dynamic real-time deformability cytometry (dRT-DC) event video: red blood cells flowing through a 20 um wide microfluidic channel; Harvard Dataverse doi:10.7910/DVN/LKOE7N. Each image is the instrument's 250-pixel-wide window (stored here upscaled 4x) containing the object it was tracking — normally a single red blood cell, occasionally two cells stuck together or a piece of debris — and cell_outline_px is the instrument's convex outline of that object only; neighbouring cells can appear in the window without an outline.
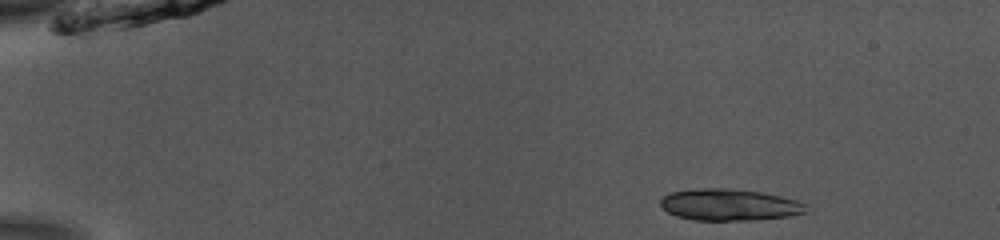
{"species": "common noctule bat (a hibernating species)", "species_latin": "Nyctalus noctula", "temperature_condition": "room temperature", "stored_images_in_passage": 15, "camera_frame_rate_fps": 3000, "um_per_image_px": 0.085, "animal": {"sex": "male", "body_mass_g": 13.0, "forearm_length_mm": 53.1}, "frame": {"image": 1, "passage_image": 1, "time_ms": 0.0, "image_size_px": [1000, 240], "cell_outline_px": [[808, 212], [788, 216], [756, 220], [692, 220], [676, 216], [668, 212], [660, 204], [660, 200], [664, 196], [672, 192], [704, 188], [728, 188], [764, 192], [796, 200], [804, 204]], "centroid_in_image_um": [62.01, 17.41], "position_along_channel_um": 23.0, "area_um2": 26.76}}